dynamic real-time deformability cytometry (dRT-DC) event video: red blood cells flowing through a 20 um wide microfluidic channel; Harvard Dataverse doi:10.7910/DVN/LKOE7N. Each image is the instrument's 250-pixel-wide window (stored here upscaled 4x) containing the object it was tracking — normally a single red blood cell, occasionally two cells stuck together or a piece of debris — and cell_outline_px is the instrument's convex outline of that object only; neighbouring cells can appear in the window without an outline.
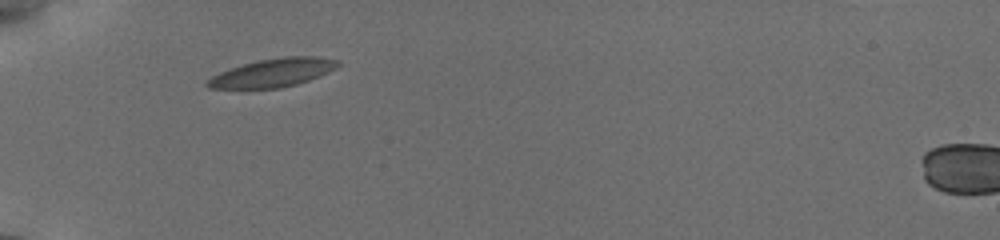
{"species": "common noctule bat (a hibernating species)", "species_latin": "Nyctalus noctula", "temperature_condition": "cold", "stored_images_in_passage": 24, "camera_frame_rate_fps": 3000, "um_per_image_px": 0.085, "animal": {"sex": "female", "body_mass_g": 19.5, "forearm_length_mm": 54.1}, "frame": {"image": 1, "passage_image": 1, "time_ms": 0.0, "image_size_px": [1000, 240], "cell_outline_px": [[340, 64], [308, 80], [276, 88], [212, 88], [204, 84], [212, 76], [220, 72], [256, 60], [284, 56], [316, 56], [336, 60]], "centroid_in_image_um": [23.13, 6.16], "position_along_channel_um": 61.9, "area_um2": 20.81}}
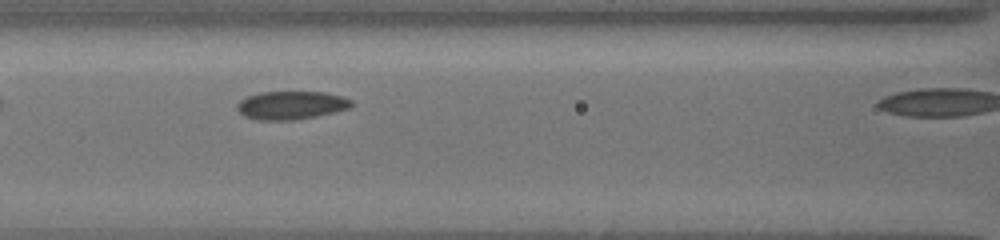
{"frame": {"image": 2, "passage_image": 4, "time_ms": 1.0, "image_size_px": [1000, 240], "cell_outline_px": [[352, 104], [348, 108], [316, 116], [292, 120], [256, 120], [244, 116], [236, 108], [236, 104], [240, 100], [248, 96], [260, 92], [324, 92], [340, 96], [352, 100]], "centroid_in_image_um": [24.69, 8.94], "position_along_channel_um": 141.9, "area_um2": 18.67}}
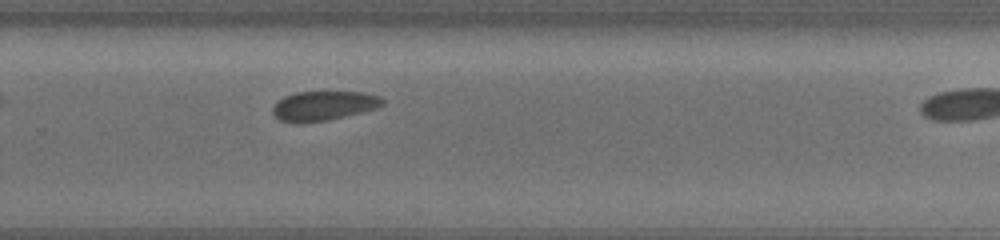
{"frame": {"image": 3, "passage_image": 17, "time_ms": 5.333, "image_size_px": [1000, 240], "cell_outline_px": [[384, 104], [376, 108], [328, 120], [280, 120], [272, 112], [272, 108], [284, 96], [296, 92], [364, 92], [380, 96], [384, 100]], "centroid_in_image_um": [27.57, 8.94], "position_along_channel_um": 302.2, "area_um2": 18.09}}